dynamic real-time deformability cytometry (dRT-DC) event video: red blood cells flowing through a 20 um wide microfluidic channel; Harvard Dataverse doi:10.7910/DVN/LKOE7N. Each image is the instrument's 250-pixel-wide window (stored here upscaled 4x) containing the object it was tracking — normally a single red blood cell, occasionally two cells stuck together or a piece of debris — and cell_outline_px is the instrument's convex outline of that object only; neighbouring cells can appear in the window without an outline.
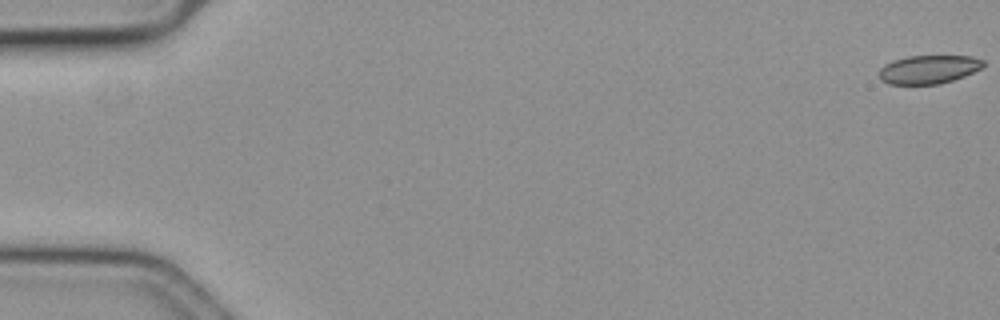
{"species": "common noctule bat (a hibernating species)", "species_latin": "Nyctalus noctula", "temperature_condition": "cold", "stored_images_in_passage": 60, "camera_frame_rate_fps": 3000, "um_per_image_px": 0.085, "animal": {"sex": "female", "body_mass_g": 19.3, "forearm_length_mm": 54.1}, "frame": {"image": 1, "passage_image": 1, "time_ms": 0.0, "image_size_px": [1000, 320], "cell_outline_px": [[984, 64], [980, 68], [964, 76], [940, 84], [888, 84], [880, 80], [880, 68], [884, 64], [892, 60], [908, 56], [972, 56], [984, 60]], "centroid_in_image_um": [78.9, 5.89], "position_along_channel_um": 6.1, "area_um2": 17.28}}
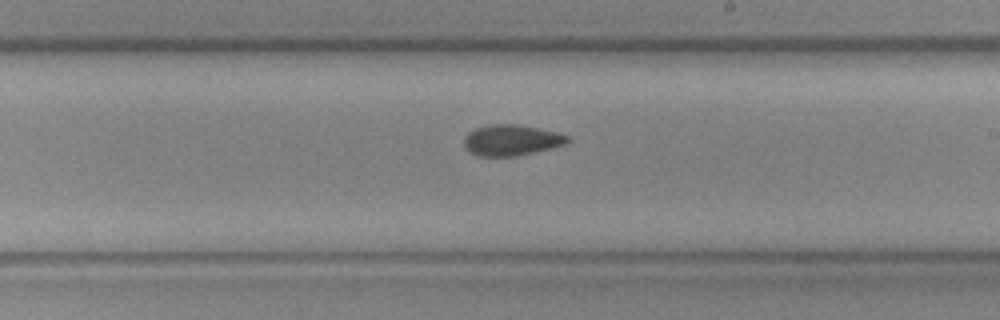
{"frame": {"image": 2, "passage_image": 35, "time_ms": 11.333, "image_size_px": [1000, 320], "cell_outline_px": [[572, 140], [564, 144], [552, 148], [536, 152], [516, 156], [476, 156], [464, 148], [464, 136], [468, 132], [476, 128], [492, 124], [516, 124], [556, 132], [568, 136]], "centroid_in_image_um": [43.44, 11.92], "position_along_channel_um": 245.6, "area_um2": 18.67}}
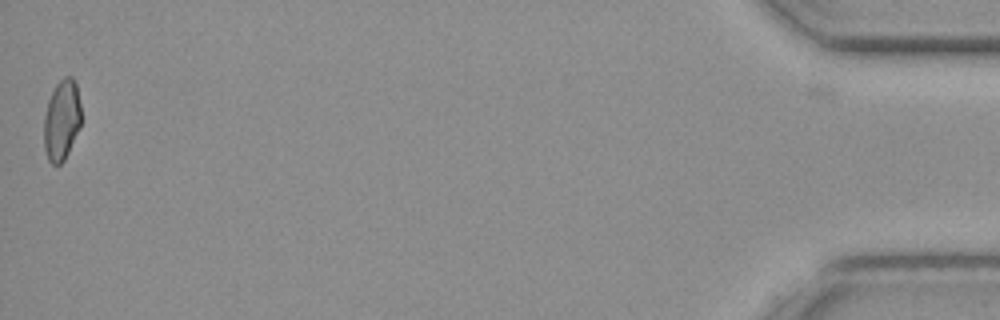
{"frame": {"image": 3, "passage_image": 59, "time_ms": 19.333, "image_size_px": [1000, 320], "cell_outline_px": [[80, 128], [64, 160], [60, 164], [52, 164], [48, 160], [44, 148], [44, 116], [48, 100], [56, 84], [64, 76], [72, 76], [76, 84], [80, 104]], "centroid_in_image_um": [5.24, 10.2], "position_along_channel_um": 430.0, "area_um2": 17.46}, "authors_computed_cell_mechanics": {"area_um2": 18.6694, "velocity_mm_per_s": 3.5681, "shape_relaxation_time_tau1_ms": null, "shape_relaxation_time_tau2_ms": 5.436, "deformation_change_tau1": null, "deformation_change_tau2": 0.0896}}